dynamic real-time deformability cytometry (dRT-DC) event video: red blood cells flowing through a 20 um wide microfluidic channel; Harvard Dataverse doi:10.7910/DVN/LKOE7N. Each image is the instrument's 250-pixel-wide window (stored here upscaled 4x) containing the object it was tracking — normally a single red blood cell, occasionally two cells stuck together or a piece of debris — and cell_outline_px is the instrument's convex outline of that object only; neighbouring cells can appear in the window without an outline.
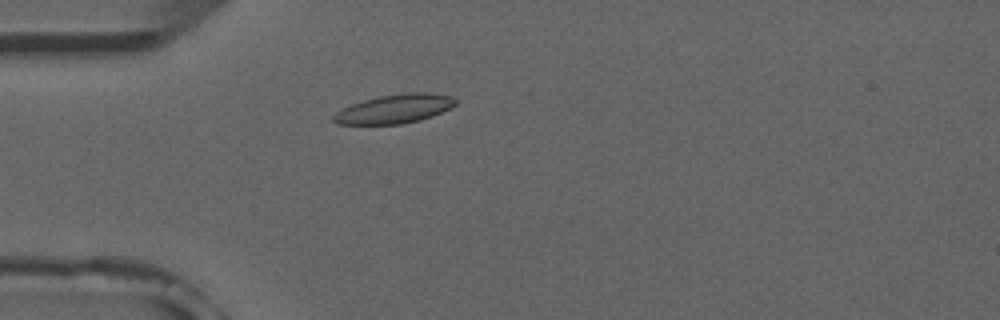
{"species": "common noctule bat (a hibernating species)", "species_latin": "Nyctalus noctula", "temperature_condition": "room temperature", "stored_images_in_passage": 2, "camera_frame_rate_fps": 3000, "um_per_image_px": 0.085, "animal": {"sex": "male", "forearm_length_mm": 52.5}, "frame": {"image": 1, "passage_image": 2, "time_ms": 1.0, "image_size_px": [1000, 320], "cell_outline_px": [[456, 104], [432, 116], [420, 120], [400, 124], [336, 124], [332, 120], [332, 116], [336, 112], [352, 104], [364, 100], [380, 96], [408, 92], [428, 92], [452, 96], [456, 100]], "centroid_in_image_um": [33.53, 9.25], "position_along_channel_um": 51.5, "area_um2": 20.4}}